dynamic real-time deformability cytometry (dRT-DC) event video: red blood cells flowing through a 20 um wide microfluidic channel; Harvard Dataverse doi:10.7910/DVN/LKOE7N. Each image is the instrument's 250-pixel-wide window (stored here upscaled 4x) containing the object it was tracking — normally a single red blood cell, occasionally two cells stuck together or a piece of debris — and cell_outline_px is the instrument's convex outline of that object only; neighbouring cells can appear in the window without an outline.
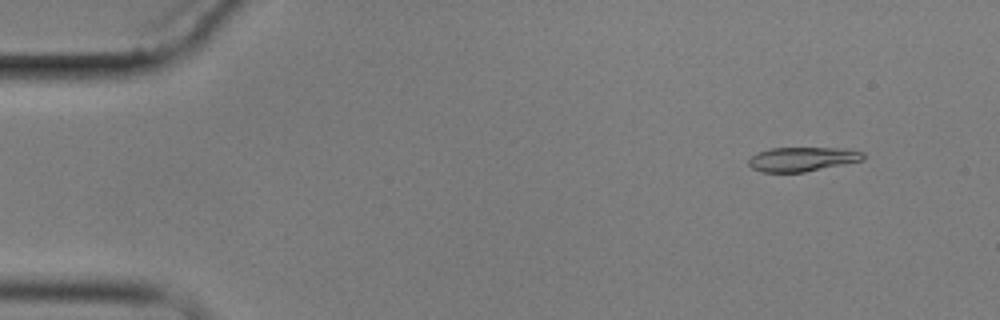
{"species": "common noctule bat (a hibernating species)", "species_latin": "Nyctalus noctula", "temperature_condition": "cold", "stored_images_in_passage": 6, "camera_frame_rate_fps": 3000, "um_per_image_px": 0.085, "animal": {"sex": "male", "body_mass_g": 17.9}, "frame": {"image": 1, "passage_image": 2, "time_ms": 1.333, "image_size_px": [1000, 320], "cell_outline_px": [[864, 160], [804, 172], [760, 172], [752, 168], [748, 164], [748, 160], [756, 152], [772, 148], [840, 148], [864, 152]], "centroid_in_image_um": [68.17, 13.53], "position_along_channel_um": 16.8, "area_um2": 16.18}}
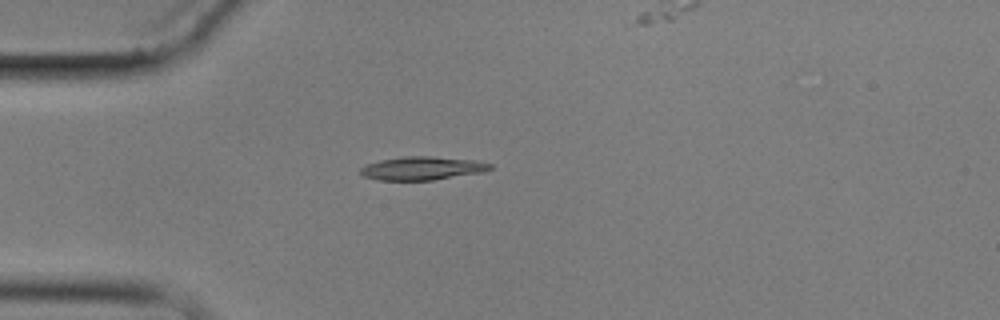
{"frame": {"image": 2, "passage_image": 5, "time_ms": 4.667, "image_size_px": [1000, 320], "cell_outline_px": [[492, 168], [484, 172], [432, 180], [380, 180], [364, 176], [360, 172], [360, 168], [364, 164], [380, 160], [400, 156], [432, 156], [476, 160], [492, 164]], "centroid_in_image_um": [35.88, 14.29], "position_along_channel_um": 49.1, "area_um2": 17.8}}